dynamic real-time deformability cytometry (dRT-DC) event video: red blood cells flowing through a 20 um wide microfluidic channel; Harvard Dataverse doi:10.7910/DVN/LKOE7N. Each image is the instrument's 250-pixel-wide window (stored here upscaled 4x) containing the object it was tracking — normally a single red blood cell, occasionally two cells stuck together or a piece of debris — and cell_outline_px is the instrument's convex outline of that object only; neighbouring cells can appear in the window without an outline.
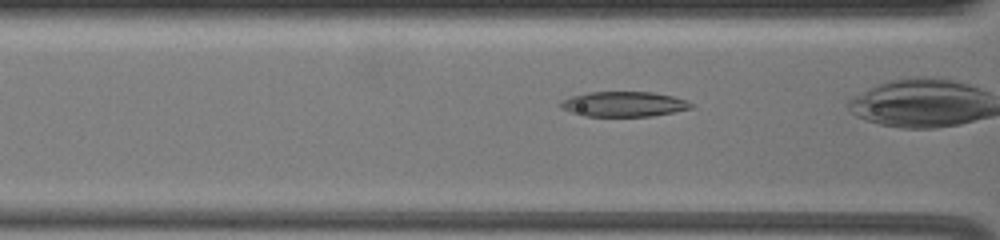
{"species": "common noctule bat (a hibernating species)", "species_latin": "Nyctalus noctula", "temperature_condition": "warm", "stored_images_in_passage": 16, "camera_frame_rate_fps": 3000, "um_per_image_px": 0.085, "animal": {"sex": "female", "body_mass_g": 19.5, "forearm_length_mm": 54.1}, "frame": {"image": 1, "passage_image": 3, "time_ms": 0.667, "image_size_px": [1000, 240], "cell_outline_px": [[692, 108], [652, 116], [584, 116], [560, 108], [560, 104], [564, 100], [572, 96], [588, 92], [652, 92], [672, 96], [684, 100], [692, 104]], "centroid_in_image_um": [53.0, 8.85], "position_along_channel_um": 113.6, "area_um2": 18.79}}
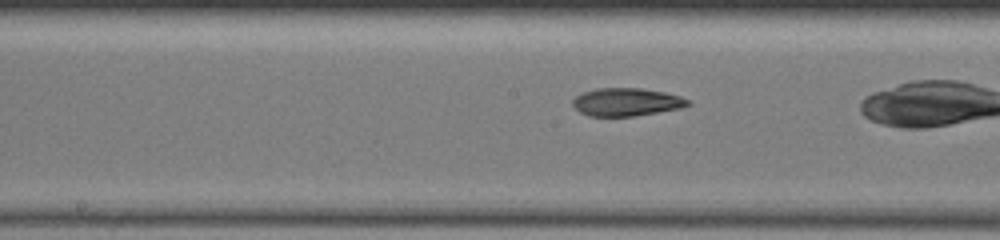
{"frame": {"image": 2, "passage_image": 10, "time_ms": 3.0, "image_size_px": [1000, 240], "cell_outline_px": [[692, 104], [680, 108], [636, 116], [588, 116], [580, 112], [572, 104], [572, 100], [576, 96], [584, 92], [596, 88], [640, 88], [664, 92], [680, 96], [688, 100]], "centroid_in_image_um": [53.24, 8.67], "position_along_channel_um": 195.0, "area_um2": 18.73}}